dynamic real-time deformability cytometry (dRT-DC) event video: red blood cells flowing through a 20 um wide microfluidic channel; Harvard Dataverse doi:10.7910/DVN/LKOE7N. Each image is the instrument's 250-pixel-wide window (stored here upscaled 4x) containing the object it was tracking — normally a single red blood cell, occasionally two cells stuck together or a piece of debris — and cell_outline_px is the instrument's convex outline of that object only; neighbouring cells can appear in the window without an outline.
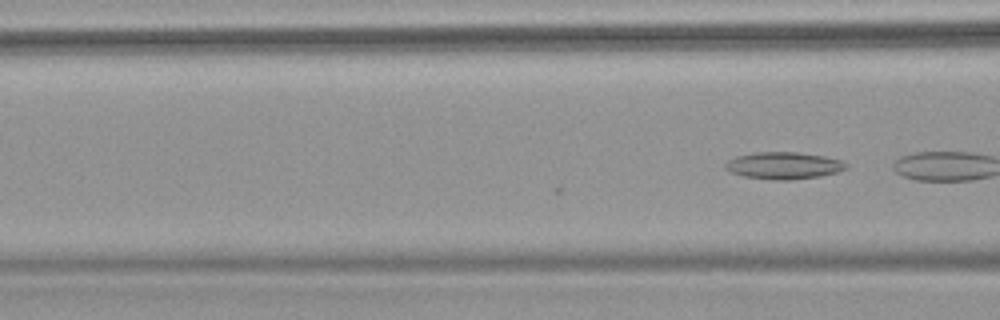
{"species": "common noctule bat (a hibernating species)", "species_latin": "Nyctalus noctula", "temperature_condition": "warm", "stored_images_in_passage": 11, "camera_frame_rate_fps": 3000, "um_per_image_px": 0.085, "animal": {"sex": "female", "body_mass_g": 18.4}, "frame": {"image": 1, "passage_image": 11, "time_ms": 3.333, "image_size_px": [1000, 320], "cell_outline_px": [[848, 168], [836, 172], [820, 176], [792, 180], [772, 180], [744, 176], [732, 172], [724, 168], [724, 164], [728, 160], [736, 156], [752, 152], [800, 152], [824, 156], [840, 160], [848, 164]], "centroid_in_image_um": [66.6, 14.07], "position_along_channel_um": 100.0, "area_um2": 19.13}}